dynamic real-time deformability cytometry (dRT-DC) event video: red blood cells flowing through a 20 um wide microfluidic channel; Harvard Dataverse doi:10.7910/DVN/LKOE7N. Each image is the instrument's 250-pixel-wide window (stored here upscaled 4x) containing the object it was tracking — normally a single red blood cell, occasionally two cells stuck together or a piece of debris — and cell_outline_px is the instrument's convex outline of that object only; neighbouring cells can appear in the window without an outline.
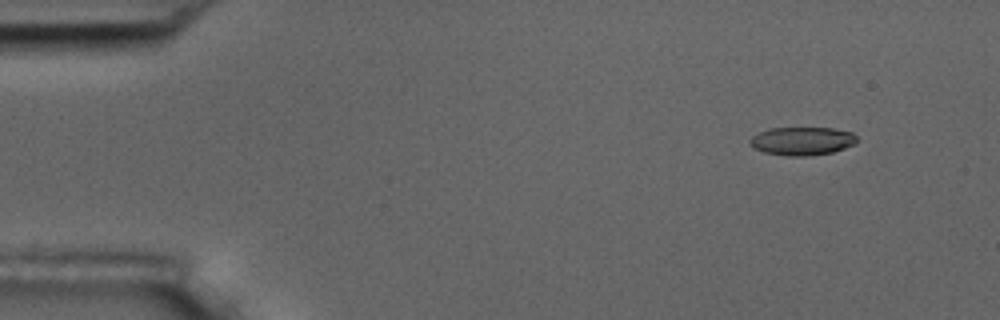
{"species": "common noctule bat (a hibernating species)", "species_latin": "Nyctalus noctula", "temperature_condition": "room temperature", "stored_images_in_passage": 6, "camera_frame_rate_fps": 3000, "um_per_image_px": 0.085, "animal": {"sex": "male", "body_mass_g": 17.5, "forearm_length_mm": 52.3}, "frame": {"image": 1, "passage_image": 2, "time_ms": 1.333, "image_size_px": [1000, 320], "cell_outline_px": [[856, 144], [832, 152], [808, 156], [788, 156], [764, 152], [748, 144], [748, 140], [752, 136], [768, 128], [832, 128], [852, 132], [856, 136]], "centroid_in_image_um": [68.17, 11.98], "position_along_channel_um": 16.8, "area_um2": 17.63}}
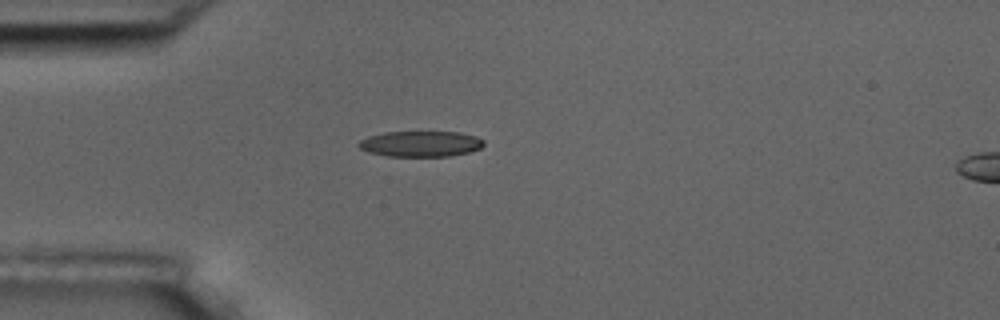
{"frame": {"image": 2, "passage_image": 5, "time_ms": 4.667, "image_size_px": [1000, 320], "cell_outline_px": [[484, 144], [480, 148], [468, 152], [448, 156], [388, 156], [368, 152], [360, 148], [356, 144], [360, 140], [368, 136], [384, 132], [460, 132], [476, 136], [484, 140]], "centroid_in_image_um": [35.74, 12.22], "position_along_channel_um": 49.3, "area_um2": 18.73}}